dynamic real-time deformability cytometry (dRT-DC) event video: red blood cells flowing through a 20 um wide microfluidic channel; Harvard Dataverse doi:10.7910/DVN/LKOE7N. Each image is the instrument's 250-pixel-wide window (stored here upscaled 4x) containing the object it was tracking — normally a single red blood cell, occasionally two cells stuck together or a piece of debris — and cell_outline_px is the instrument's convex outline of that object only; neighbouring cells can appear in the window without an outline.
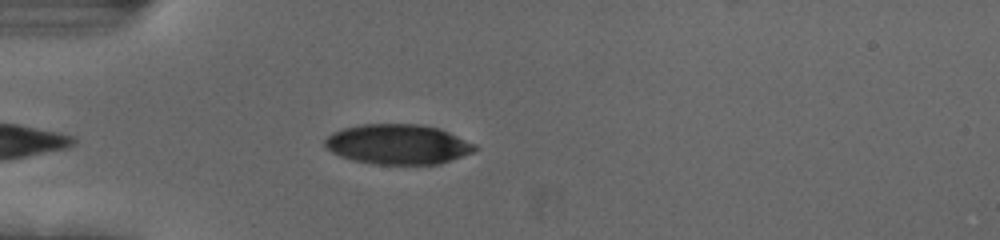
{"species": "human", "species_latin": "Homo sapiens", "temperature_condition": "cold", "stored_images_in_passage": 40, "camera_frame_rate_fps": 3000, "um_per_image_px": 0.085, "donor": {"sex": "female"}, "frame": {"image": 1, "passage_image": 4, "time_ms": 1.0, "image_size_px": [1000, 240], "cell_outline_px": [[480, 148], [472, 152], [440, 164], [372, 164], [352, 160], [340, 156], [332, 152], [324, 144], [324, 140], [332, 132], [344, 128], [364, 124], [424, 124], [440, 128], [476, 144]], "centroid_in_image_um": [33.84, 12.26], "position_along_channel_um": 51.2, "area_um2": 35.08}}
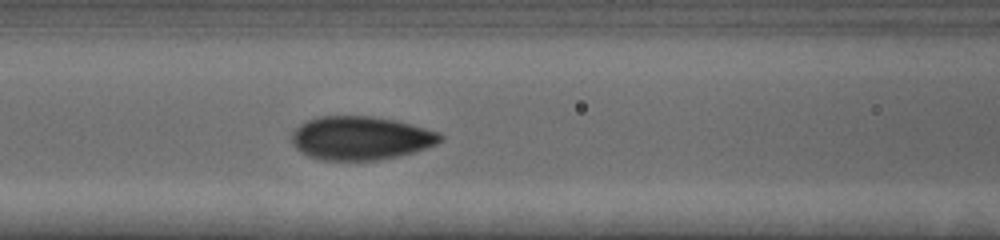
{"frame": {"image": 2, "passage_image": 12, "time_ms": 3.667, "image_size_px": [1000, 240], "cell_outline_px": [[444, 140], [436, 144], [400, 156], [376, 160], [320, 160], [308, 156], [296, 148], [292, 144], [292, 132], [300, 124], [308, 120], [320, 116], [372, 116], [396, 120], [412, 124], [440, 132], [444, 136]], "centroid_in_image_um": [30.67, 11.73], "position_along_channel_um": 135.9, "area_um2": 37.86}}
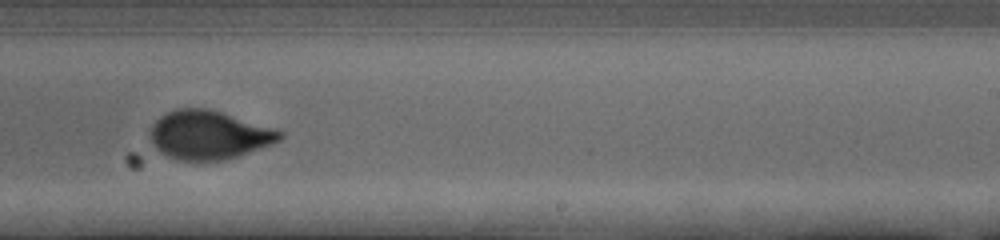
{"frame": {"image": 3, "passage_image": 23, "time_ms": 7.333, "image_size_px": [1000, 240], "cell_outline_px": [[284, 136], [280, 140], [236, 156], [224, 160], [180, 160], [168, 156], [160, 152], [152, 144], [152, 124], [160, 116], [176, 108], [208, 108], [272, 128], [284, 132]], "centroid_in_image_um": [17.72, 11.46], "position_along_channel_um": 271.3, "area_um2": 36.07}, "authors_computed_cell_mechanics": {"area_um2": 36.6163, "velocity_mm_per_s": 3.7131, "shape_relaxation_time_tau1_ms": 2.8488, "shape_relaxation_time_tau2_ms": 0.7534, "deformation_change_tau1": 0.1315, "deformation_change_tau2": 0.0456}}